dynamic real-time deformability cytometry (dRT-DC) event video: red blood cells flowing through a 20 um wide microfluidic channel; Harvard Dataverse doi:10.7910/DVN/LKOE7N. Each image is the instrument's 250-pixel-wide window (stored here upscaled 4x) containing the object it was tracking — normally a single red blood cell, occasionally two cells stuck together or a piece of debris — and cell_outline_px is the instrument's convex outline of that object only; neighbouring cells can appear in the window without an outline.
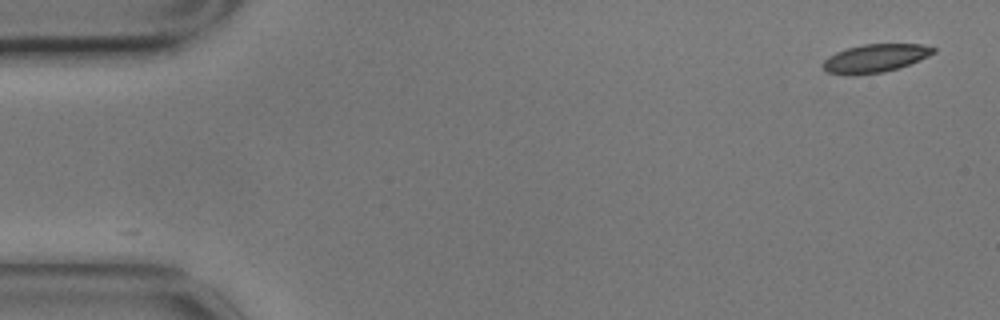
{"species": "common noctule bat (a hibernating species)", "species_latin": "Nyctalus noctula", "temperature_condition": "cold", "stored_images_in_passage": 56, "camera_frame_rate_fps": 3000, "um_per_image_px": 0.085, "animal": {"sex": "male", "body_mass_g": 17.9}, "frame": {"image": 1, "passage_image": 1, "time_ms": 0.0, "image_size_px": [1000, 320], "cell_outline_px": [[936, 52], [920, 60], [884, 72], [852, 76], [828, 72], [824, 68], [824, 60], [828, 56], [836, 52], [848, 48], [864, 44], [920, 44], [936, 48]], "centroid_in_image_um": [74.39, 4.95], "position_along_channel_um": 10.6, "area_um2": 18.03}}
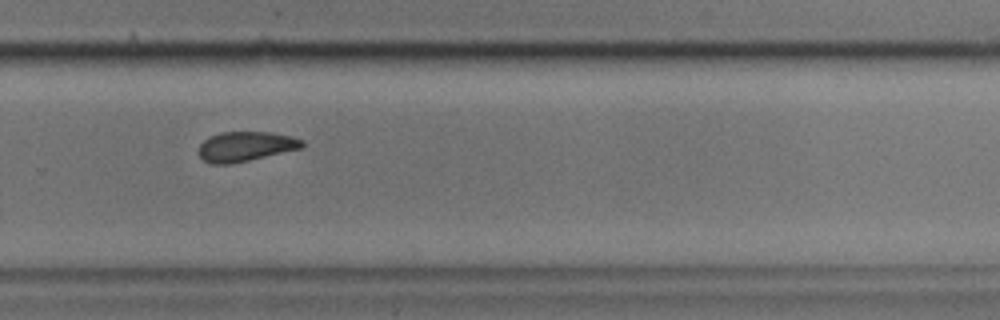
{"frame": {"image": 2, "passage_image": 37, "time_ms": 12.0, "image_size_px": [1000, 320], "cell_outline_px": [[304, 144], [300, 148], [232, 164], [208, 164], [200, 156], [200, 144], [208, 136], [220, 132], [272, 132], [304, 140]], "centroid_in_image_um": [20.83, 12.44], "position_along_channel_um": 309.0, "area_um2": 17.8}}
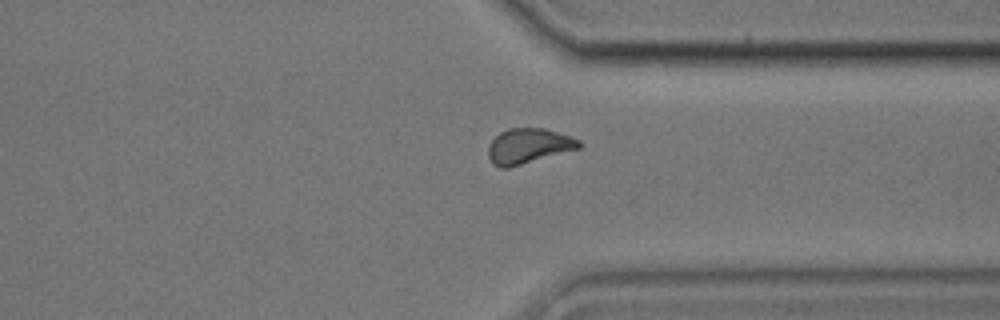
{"frame": {"image": 3, "passage_image": 42, "time_ms": 13.667, "image_size_px": [1000, 320], "cell_outline_px": [[584, 144], [580, 148], [508, 168], [500, 168], [492, 164], [488, 156], [488, 144], [500, 132], [508, 128], [544, 128], [572, 136], [580, 140]], "centroid_in_image_um": [44.93, 12.41], "position_along_channel_um": 366.5, "area_um2": 18.79}, "authors_computed_cell_mechanics": {"area_um2": 18.7561, "velocity_mm_per_s": 3.4701, "shape_relaxation_time_tau1_ms": 3.4957, "shape_relaxation_time_tau2_ms": 3.6258, "deformation_change_tau1": 0.1028, "deformation_change_tau2": 0.0909}}